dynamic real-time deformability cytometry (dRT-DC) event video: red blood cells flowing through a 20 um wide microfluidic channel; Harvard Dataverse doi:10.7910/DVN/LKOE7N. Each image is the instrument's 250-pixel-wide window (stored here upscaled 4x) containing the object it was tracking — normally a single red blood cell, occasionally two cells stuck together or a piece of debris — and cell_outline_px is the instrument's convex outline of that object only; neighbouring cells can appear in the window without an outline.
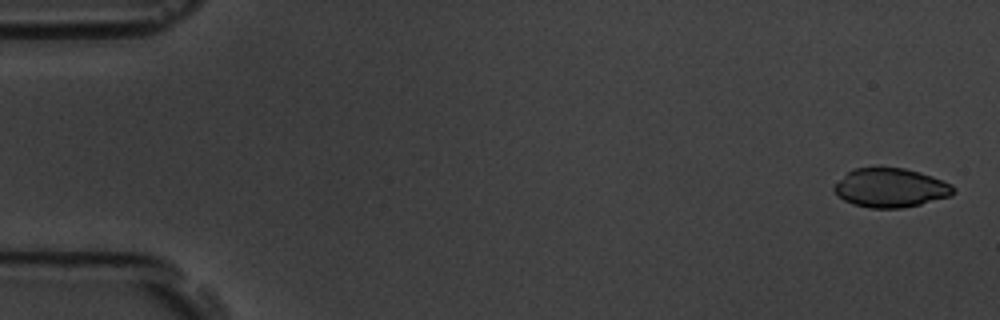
{"species": "common noctule bat (a hibernating species)", "species_latin": "Nyctalus noctula", "temperature_condition": "room temperature", "stored_images_in_passage": 4, "camera_frame_rate_fps": 3000, "um_per_image_px": 0.085, "animal": {"sex": "male", "body_mass_g": 19.5, "forearm_length_mm": 54.6}, "frame": {"image": 1, "passage_image": 1, "time_ms": 0.0, "image_size_px": [1000, 320], "cell_outline_px": [[956, 192], [952, 196], [904, 208], [868, 208], [852, 204], [844, 200], [832, 188], [848, 172], [856, 168], [904, 168], [920, 172], [932, 176], [952, 184], [956, 188]], "centroid_in_image_um": [75.76, 15.98], "position_along_channel_um": 9.2, "area_um2": 27.05}}